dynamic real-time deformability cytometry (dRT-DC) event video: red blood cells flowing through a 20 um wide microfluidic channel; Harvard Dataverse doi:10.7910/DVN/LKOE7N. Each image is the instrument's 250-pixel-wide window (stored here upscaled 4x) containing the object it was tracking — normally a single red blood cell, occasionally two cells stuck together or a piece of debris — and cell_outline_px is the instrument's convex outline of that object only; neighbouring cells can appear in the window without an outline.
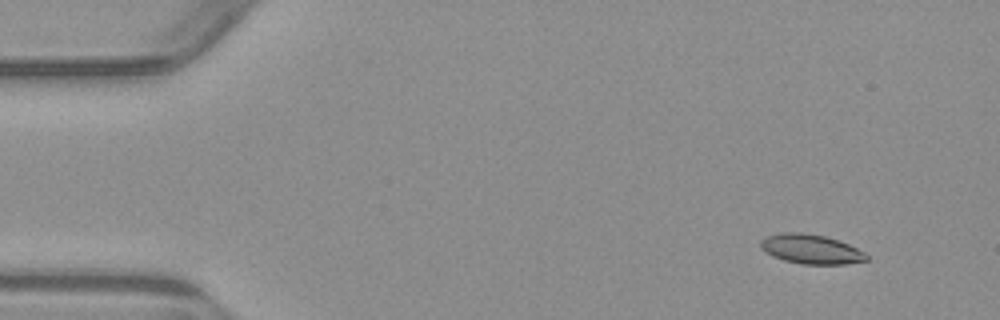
{"species": "common noctule bat (a hibernating species)", "species_latin": "Nyctalus noctula", "temperature_condition": "warm", "stored_images_in_passage": 5, "segment_of_instrument_passage": [1, 2], "camera_frame_rate_fps": 3000, "um_per_image_px": 0.085, "animal": {"sex": "male", "body_mass_g": 23.1, "forearm_length_mm": 52.7}, "frame": {"image": 1, "passage_image": 2, "time_ms": 1.0, "image_size_px": [1000, 320], "cell_outline_px": [[868, 260], [844, 264], [800, 264], [784, 260], [772, 256], [764, 252], [760, 248], [760, 240], [764, 236], [780, 232], [800, 232], [824, 236], [848, 244], [864, 252], [868, 256]], "centroid_in_image_um": [68.86, 21.17], "position_along_channel_um": 16.1, "area_um2": 18.26}}